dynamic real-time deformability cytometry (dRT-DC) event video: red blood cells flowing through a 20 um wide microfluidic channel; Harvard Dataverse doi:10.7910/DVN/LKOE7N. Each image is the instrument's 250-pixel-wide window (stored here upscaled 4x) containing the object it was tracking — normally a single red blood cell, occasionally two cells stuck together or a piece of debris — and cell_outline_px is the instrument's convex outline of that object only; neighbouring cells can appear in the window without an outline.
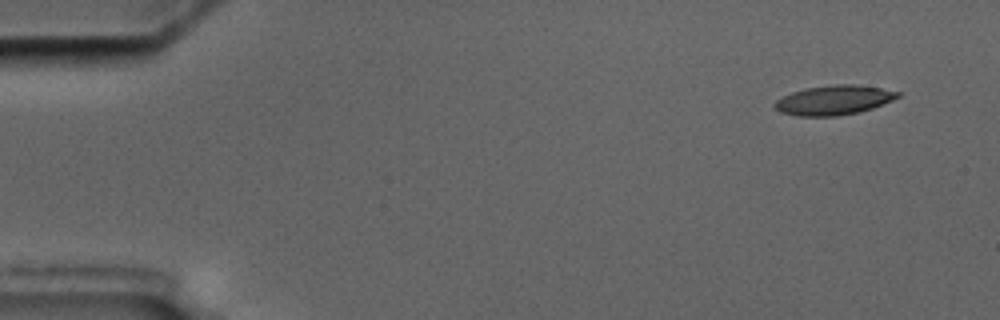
{"species": "common noctule bat (a hibernating species)", "species_latin": "Nyctalus noctula", "temperature_condition": "cold", "stored_images_in_passage": 4, "camera_frame_rate_fps": 3000, "um_per_image_px": 0.085, "animal": {"sex": "male", "body_mass_g": 17.5, "forearm_length_mm": 52.3}, "frame": {"image": 1, "passage_image": 1, "time_ms": 0.0, "image_size_px": [1000, 320], "cell_outline_px": [[900, 96], [892, 100], [872, 108], [860, 112], [836, 116], [796, 116], [780, 112], [772, 108], [772, 104], [776, 100], [792, 92], [804, 88], [832, 84], [852, 84], [880, 88], [900, 92]], "centroid_in_image_um": [70.82, 8.51], "position_along_channel_um": 14.2, "area_um2": 21.27}}
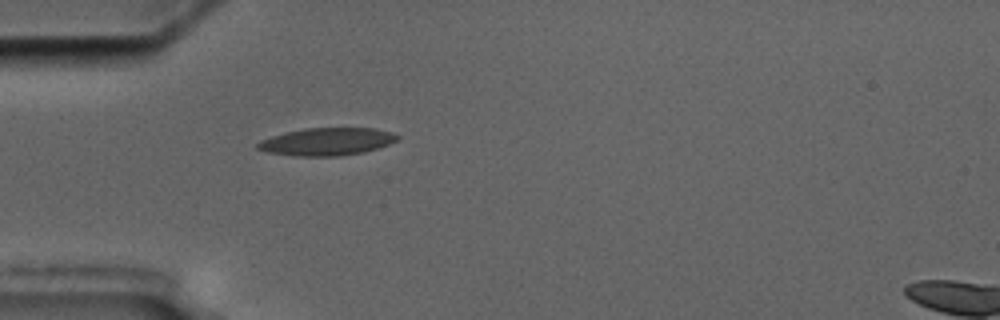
{"frame": {"image": 2, "passage_image": 4, "time_ms": 4.333, "image_size_px": [1000, 320], "cell_outline_px": [[400, 140], [364, 152], [340, 156], [296, 156], [268, 152], [256, 148], [256, 144], [260, 140], [284, 132], [304, 128], [376, 128], [392, 132], [400, 136]], "centroid_in_image_um": [27.8, 12.03], "position_along_channel_um": 57.2, "area_um2": 22.6}}